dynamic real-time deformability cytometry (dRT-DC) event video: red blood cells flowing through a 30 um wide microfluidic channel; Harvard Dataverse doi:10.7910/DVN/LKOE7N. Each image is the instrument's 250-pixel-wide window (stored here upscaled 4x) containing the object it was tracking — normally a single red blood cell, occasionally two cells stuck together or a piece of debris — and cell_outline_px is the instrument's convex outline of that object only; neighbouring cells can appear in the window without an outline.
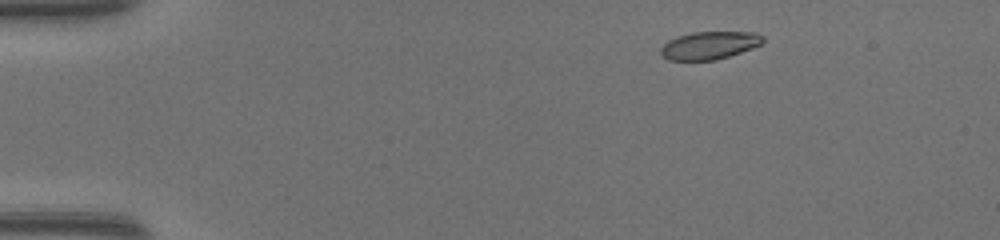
{"species": "common noctule bat (a hibernating species)", "species_latin": "Nyctalus noctula", "temperature_condition": "warm", "stored_images_in_passage": 42, "camera_frame_rate_fps": 3000, "um_per_image_px": 0.085, "animal": {"sex": "female", "body_mass_g": 17.0, "forearm_length_mm": 48.0}, "frame": {"image": 1, "passage_image": 1, "time_ms": 0.0, "image_size_px": [1000, 240], "cell_outline_px": [[764, 40], [760, 44], [752, 48], [716, 60], [668, 60], [660, 52], [660, 48], [668, 40], [676, 36], [692, 32], [756, 32], [764, 36]], "centroid_in_image_um": [60.29, 3.84], "position_along_channel_um": 24.7, "area_um2": 16.53}}
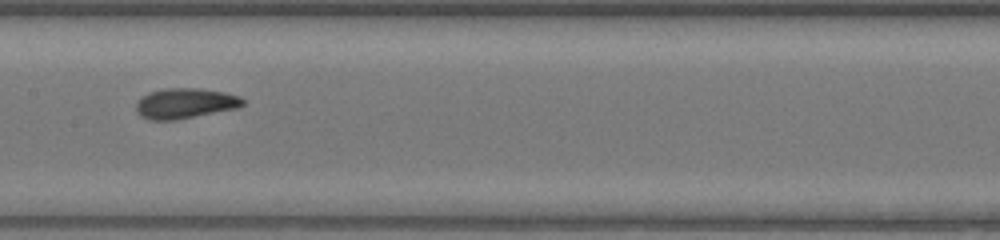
{"frame": {"image": 2, "passage_image": 19, "time_ms": 6.0, "image_size_px": [1000, 240], "cell_outline_px": [[244, 104], [236, 108], [176, 120], [148, 120], [140, 116], [136, 112], [136, 104], [148, 92], [164, 88], [200, 88], [224, 92], [240, 96], [244, 100]], "centroid_in_image_um": [15.72, 8.78], "position_along_channel_um": 191.7, "area_um2": 18.84}}
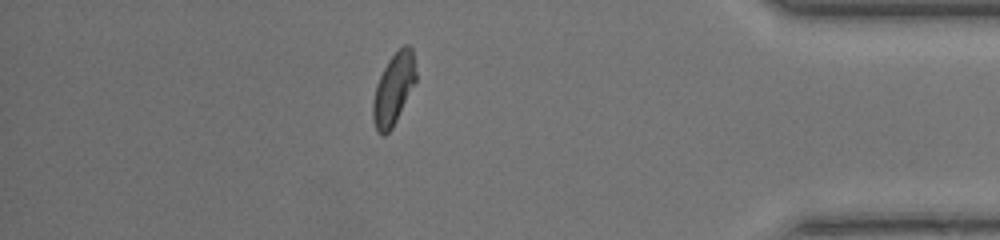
{"frame": {"image": 3, "passage_image": 36, "time_ms": 11.667, "image_size_px": [1000, 240], "cell_outline_px": [[416, 80], [392, 128], [384, 136], [376, 128], [372, 116], [372, 100], [376, 84], [388, 60], [404, 44], [408, 44], [412, 48], [416, 72]], "centroid_in_image_um": [33.44, 7.54], "position_along_channel_um": 401.8, "area_um2": 17.57}, "authors_computed_cell_mechanics": {"area_um2": 17.9469, "velocity_mm_per_s": 4.3274, "shape_relaxation_time_tau1_ms": 3.1459, "shape_relaxation_time_tau2_ms": 1.3088, "deformation_change_tau1": 0.1682, "deformation_change_tau2": 0.0705}}